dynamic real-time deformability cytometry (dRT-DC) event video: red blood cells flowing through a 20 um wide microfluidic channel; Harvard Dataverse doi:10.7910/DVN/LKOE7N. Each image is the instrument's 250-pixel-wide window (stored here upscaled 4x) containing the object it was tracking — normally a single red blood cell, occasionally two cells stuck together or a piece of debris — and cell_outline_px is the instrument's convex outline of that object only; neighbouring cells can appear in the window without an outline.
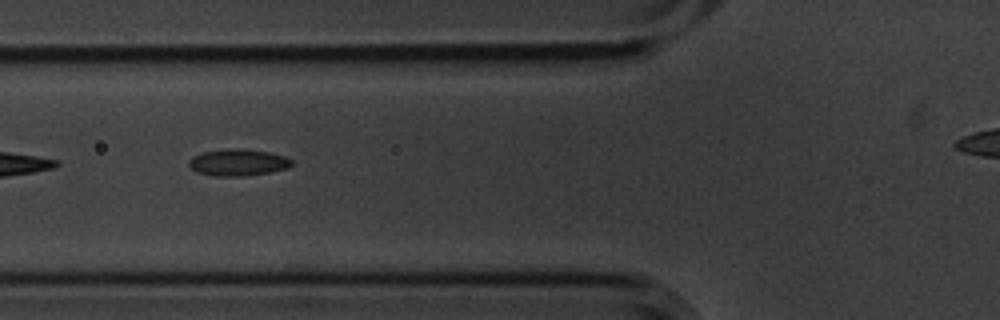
{"species": "common noctule bat (a hibernating species)", "species_latin": "Nyctalus noctula", "temperature_condition": "cold", "stored_images_in_passage": 4, "camera_frame_rate_fps": 3000, "um_per_image_px": 0.085, "animal": {"sex": "male", "body_mass_g": 20.1, "forearm_length_mm": 53.5}, "frame": {"image": 1, "passage_image": 2, "time_ms": 0.333, "image_size_px": [1000, 320], "cell_outline_px": [[292, 164], [288, 168], [272, 172], [244, 176], [216, 176], [196, 172], [188, 164], [192, 156], [204, 152], [228, 148], [236, 148], [268, 152], [284, 156], [292, 160]], "centroid_in_image_um": [20.24, 13.81], "position_along_channel_um": 105.6, "area_um2": 15.95}}
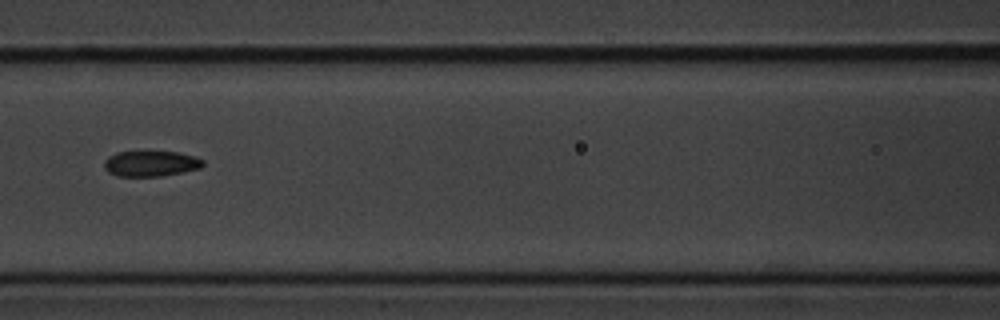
{"frame": {"image": 2, "passage_image": 3, "time_ms": 0.667, "image_size_px": [1000, 320], "cell_outline_px": [[204, 164], [200, 168], [160, 176], [116, 176], [108, 172], [104, 168], [104, 160], [108, 156], [116, 152], [180, 152], [196, 156], [204, 160]], "centroid_in_image_um": [12.8, 13.9], "position_along_channel_um": 153.8, "area_um2": 14.74}}
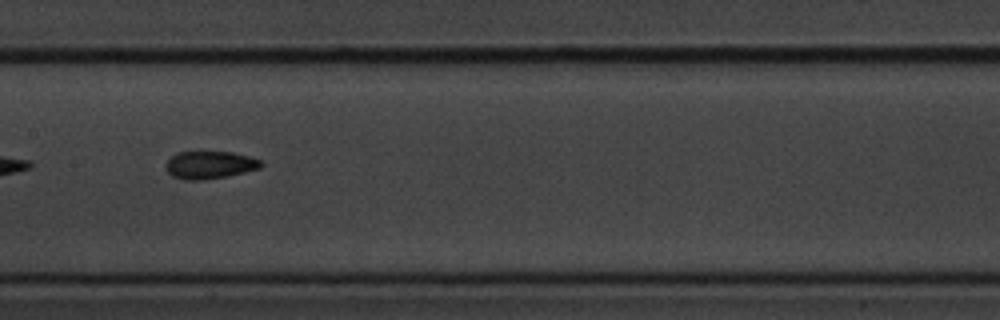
{"frame": {"image": 3, "passage_image": 4, "time_ms": 1.0, "image_size_px": [1000, 320], "cell_outline_px": [[264, 164], [260, 168], [228, 176], [204, 180], [184, 180], [172, 176], [164, 168], [164, 164], [176, 152], [232, 152], [248, 156], [260, 160]], "centroid_in_image_um": [17.8, 14.03], "position_along_channel_um": 189.6, "area_um2": 15.43}}